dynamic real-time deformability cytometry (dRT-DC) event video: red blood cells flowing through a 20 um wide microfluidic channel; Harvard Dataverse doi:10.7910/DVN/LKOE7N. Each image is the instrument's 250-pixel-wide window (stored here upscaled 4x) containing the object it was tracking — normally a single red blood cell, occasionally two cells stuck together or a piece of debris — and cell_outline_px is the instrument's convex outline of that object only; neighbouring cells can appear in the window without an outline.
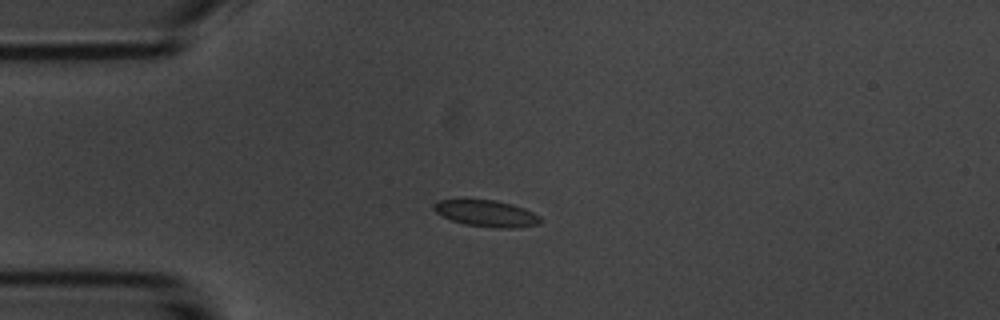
{"species": "common noctule bat (a hibernating species)", "species_latin": "Nyctalus noctula", "temperature_condition": "room temperature", "stored_images_in_passage": 6, "camera_frame_rate_fps": 3000, "um_per_image_px": 0.085, "animal": {"sex": "male", "body_mass_g": 20.1, "forearm_length_mm": 53.5}, "frame": {"image": 1, "passage_image": 3, "time_ms": 2.333, "image_size_px": [1000, 320], "cell_outline_px": [[540, 224], [516, 228], [496, 228], [464, 224], [452, 220], [436, 212], [432, 208], [432, 204], [440, 200], [496, 200], [512, 204], [524, 208], [540, 216]], "centroid_in_image_um": [41.36, 18.15], "position_along_channel_um": 43.6, "area_um2": 16.36}}
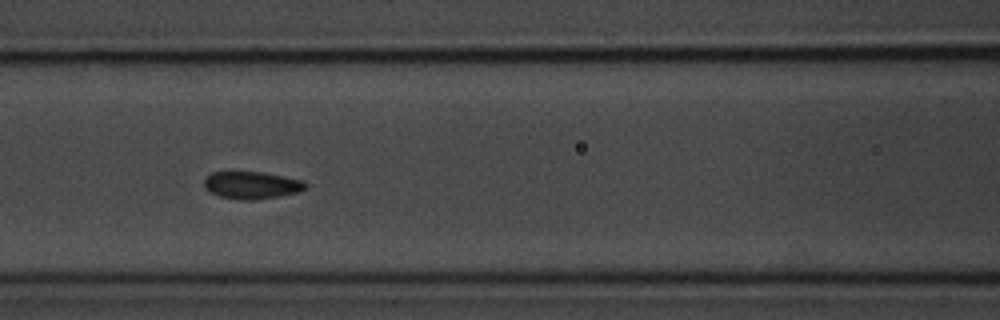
{"frame": {"image": 2, "passage_image": 6, "time_ms": 5.667, "image_size_px": [1000, 320], "cell_outline_px": [[308, 188], [296, 192], [256, 200], [236, 200], [220, 196], [204, 188], [204, 180], [212, 172], [264, 172], [304, 180], [308, 184]], "centroid_in_image_um": [21.42, 15.73], "position_along_channel_um": 145.2, "area_um2": 16.18}}